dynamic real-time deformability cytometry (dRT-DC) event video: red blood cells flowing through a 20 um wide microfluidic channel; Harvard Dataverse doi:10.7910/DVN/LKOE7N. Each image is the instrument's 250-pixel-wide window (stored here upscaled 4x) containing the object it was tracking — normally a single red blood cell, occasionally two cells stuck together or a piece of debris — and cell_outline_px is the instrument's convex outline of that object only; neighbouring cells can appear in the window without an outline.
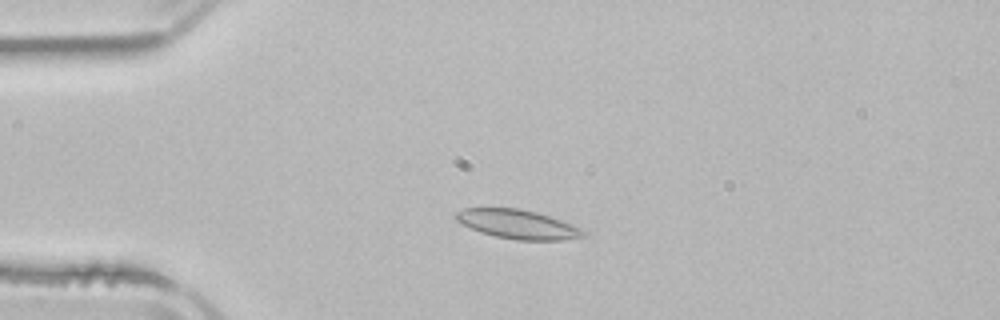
{"species": "common noctule bat (a hibernating species)", "species_latin": "Nyctalus noctula", "temperature_condition": "room temperature", "stored_images_in_passage": 5, "camera_frame_rate_fps": 3000, "um_per_image_px": 0.085, "animal": {"sex": "male", "body_mass_g": 21.5, "forearm_length_mm": 52.0}, "frame": {"image": 1, "passage_image": 3, "time_ms": 2.667, "image_size_px": [1000, 320], "cell_outline_px": [[588, 232], [584, 236], [564, 240], [516, 240], [496, 236], [480, 232], [456, 220], [452, 216], [456, 212], [464, 208], [520, 208], [536, 212], [572, 224]], "centroid_in_image_um": [44.0, 19.06], "position_along_channel_um": 41.0, "area_um2": 21.5}}
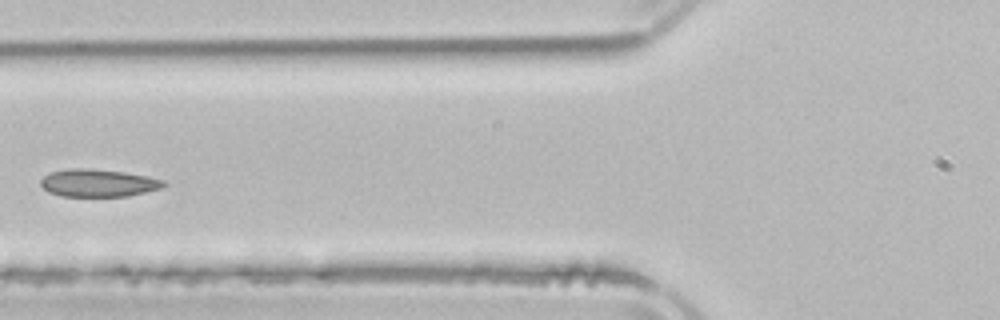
{"frame": {"image": 2, "passage_image": 5, "time_ms": 5.333, "image_size_px": [1000, 320], "cell_outline_px": [[168, 184], [160, 188], [128, 196], [60, 196], [48, 192], [40, 184], [40, 180], [44, 176], [52, 172], [68, 168], [84, 168], [124, 172], [148, 176], [164, 180]], "centroid_in_image_um": [8.34, 15.55], "position_along_channel_um": 117.5, "area_um2": 19.71}}